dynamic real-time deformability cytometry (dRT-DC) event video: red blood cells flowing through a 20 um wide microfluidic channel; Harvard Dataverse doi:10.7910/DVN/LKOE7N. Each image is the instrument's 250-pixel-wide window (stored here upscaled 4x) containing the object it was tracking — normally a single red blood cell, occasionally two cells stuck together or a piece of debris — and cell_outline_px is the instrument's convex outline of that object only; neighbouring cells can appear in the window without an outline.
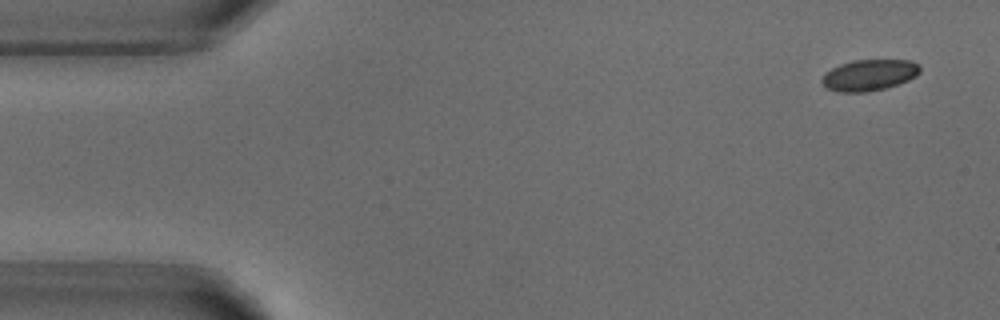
{"species": "common noctule bat (a hibernating species)", "species_latin": "Nyctalus noctula", "temperature_condition": "warm", "stored_images_in_passage": 4, "camera_frame_rate_fps": 3000, "um_per_image_px": 0.085, "animal": {"sex": "male", "body_mass_g": 18.8}, "frame": {"image": 1, "passage_image": 1, "time_ms": 0.0, "image_size_px": [1000, 320], "cell_outline_px": [[920, 72], [916, 76], [908, 80], [884, 88], [868, 92], [836, 92], [828, 88], [820, 80], [824, 72], [840, 64], [852, 60], [912, 60], [920, 64]], "centroid_in_image_um": [73.87, 6.37], "position_along_channel_um": 11.1, "area_um2": 17.92}}
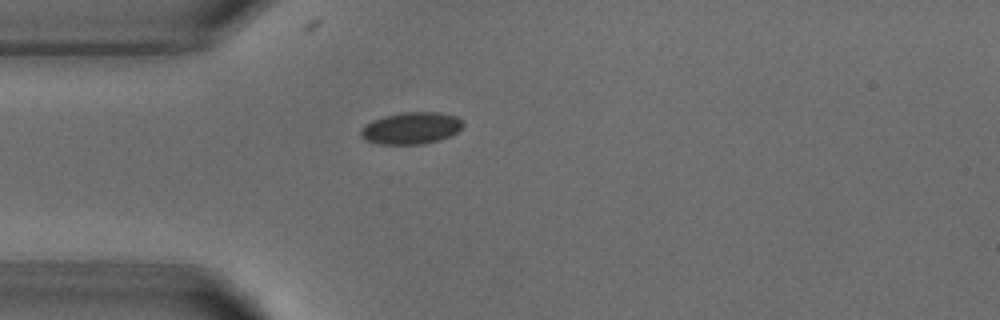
{"frame": {"image": 2, "passage_image": 4, "time_ms": 3.667, "image_size_px": [1000, 320], "cell_outline_px": [[464, 124], [456, 132], [440, 140], [420, 144], [376, 144], [364, 140], [360, 136], [360, 128], [372, 120], [384, 116], [400, 112], [440, 112], [456, 116], [464, 120]], "centroid_in_image_um": [34.92, 10.88], "position_along_channel_um": 50.1, "area_um2": 19.19}}